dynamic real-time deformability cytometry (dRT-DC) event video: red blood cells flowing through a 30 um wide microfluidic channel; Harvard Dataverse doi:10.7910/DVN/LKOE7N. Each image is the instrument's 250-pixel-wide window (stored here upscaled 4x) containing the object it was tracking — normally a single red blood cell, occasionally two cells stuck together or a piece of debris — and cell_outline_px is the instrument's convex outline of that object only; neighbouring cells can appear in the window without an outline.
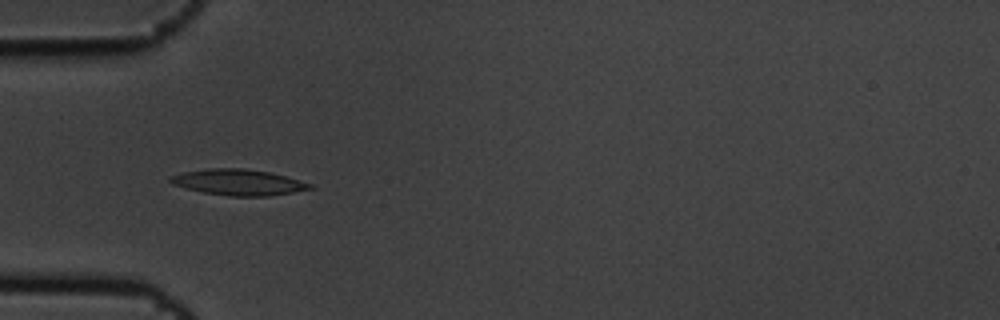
{"species": "common noctule bat (a hibernating species)", "species_latin": "Nyctalus noctula", "temperature_condition": "cold", "stored_images_in_passage": 6, "camera_frame_rate_fps": 3000, "um_per_image_px": 0.085, "animal": {"sex": "male", "body_mass_g": 19.5, "forearm_length_mm": 54.6}, "frame": {"image": 1, "passage_image": 5, "time_ms": 1.333, "image_size_px": [1000, 320], "cell_outline_px": [[316, 188], [268, 196], [228, 196], [204, 192], [172, 184], [168, 180], [168, 176], [184, 172], [208, 168], [244, 168], [268, 172], [316, 184]], "centroid_in_image_um": [20.29, 15.49], "position_along_channel_um": 64.7, "area_um2": 21.1}}
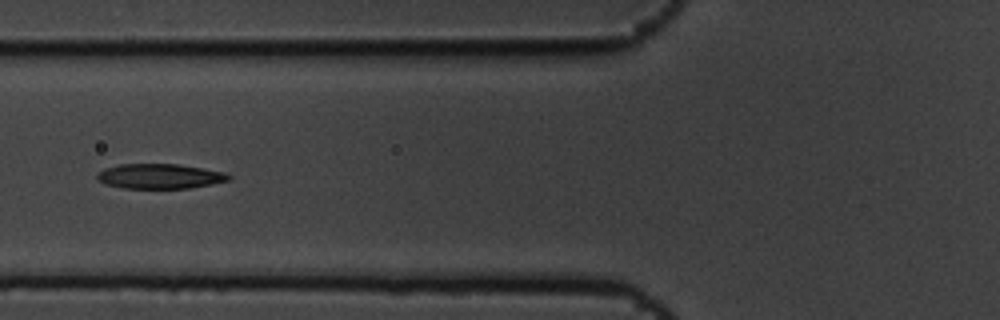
{"frame": {"image": 2, "passage_image": 6, "time_ms": 1.667, "image_size_px": [1000, 320], "cell_outline_px": [[232, 176], [228, 180], [212, 184], [188, 188], [124, 188], [104, 184], [96, 180], [96, 172], [104, 168], [120, 164], [176, 164], [224, 172]], "centroid_in_image_um": [13.5, 14.98], "position_along_channel_um": 112.3, "area_um2": 19.07}}